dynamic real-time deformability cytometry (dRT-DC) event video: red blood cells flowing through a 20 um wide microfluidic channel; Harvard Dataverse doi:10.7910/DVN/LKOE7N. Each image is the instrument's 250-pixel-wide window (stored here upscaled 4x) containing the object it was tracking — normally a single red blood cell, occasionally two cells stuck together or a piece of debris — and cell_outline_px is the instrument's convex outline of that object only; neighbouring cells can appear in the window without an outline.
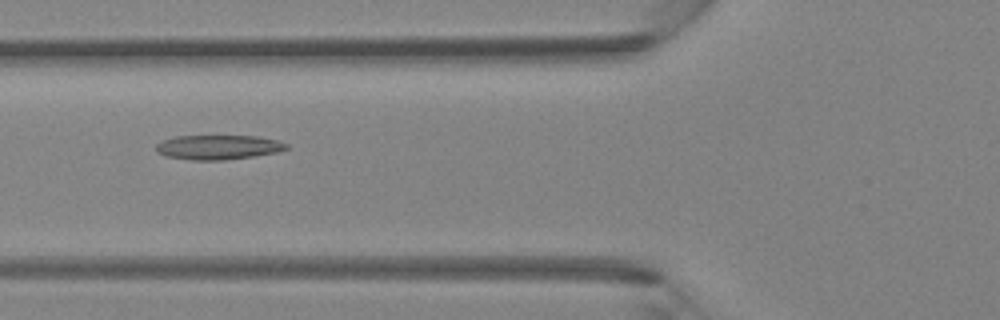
{"species": "Egyptian fruit bat (a non-hibernating species)", "species_latin": "Rousettus aegyptiacus", "temperature_condition": "room temperature", "stored_images_in_passage": 43, "camera_frame_rate_fps": 3000, "um_per_image_px": 0.085, "animal": {"sex": "female"}, "frame": {"image": 1, "passage_image": 16, "time_ms": 5.0, "image_size_px": [1000, 320], "cell_outline_px": [[288, 148], [276, 152], [252, 156], [224, 160], [192, 160], [164, 156], [156, 152], [156, 144], [164, 140], [176, 136], [256, 136], [276, 140], [288, 144]], "centroid_in_image_um": [18.51, 12.51], "position_along_channel_um": 107.3, "area_um2": 18.5}}
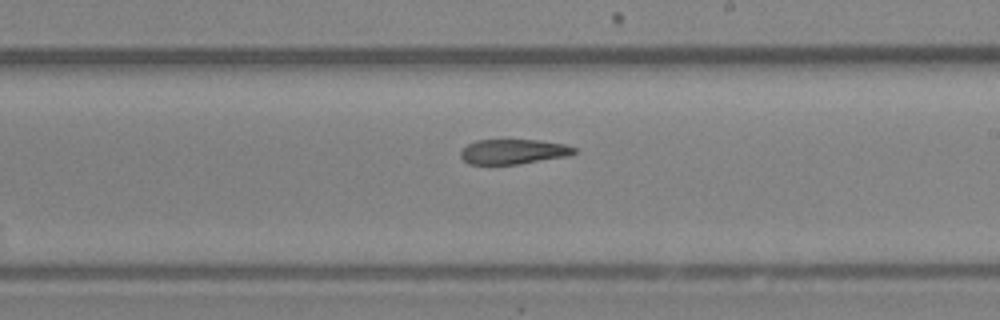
{"frame": {"image": 2, "passage_image": 25, "time_ms": 8.0, "image_size_px": [1000, 320], "cell_outline_px": [[576, 152], [572, 156], [520, 164], [468, 164], [460, 156], [460, 152], [468, 144], [476, 140], [536, 140], [564, 144], [576, 148]], "centroid_in_image_um": [43.67, 12.9], "position_along_channel_um": 245.3, "area_um2": 16.59}}
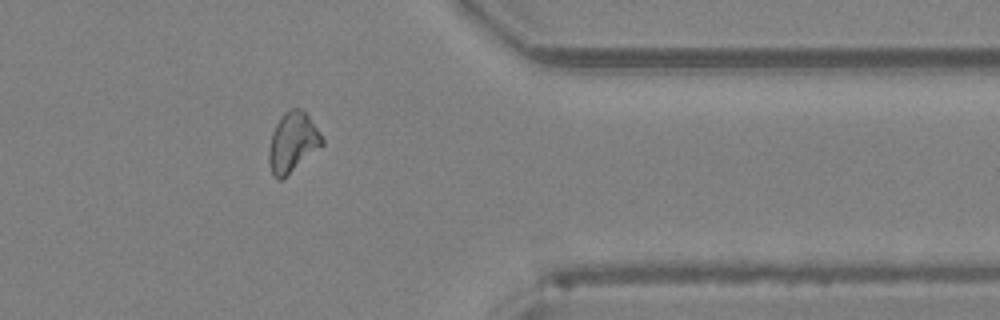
{"frame": {"image": 3, "passage_image": 35, "time_ms": 11.333, "image_size_px": [1000, 320], "cell_outline_px": [[324, 144], [280, 180], [276, 180], [268, 164], [268, 152], [272, 132], [280, 116], [284, 112], [292, 108], [300, 108], [308, 116], [320, 132], [324, 140]], "centroid_in_image_um": [24.85, 12.08], "position_along_channel_um": 386.5, "area_um2": 18.32}}